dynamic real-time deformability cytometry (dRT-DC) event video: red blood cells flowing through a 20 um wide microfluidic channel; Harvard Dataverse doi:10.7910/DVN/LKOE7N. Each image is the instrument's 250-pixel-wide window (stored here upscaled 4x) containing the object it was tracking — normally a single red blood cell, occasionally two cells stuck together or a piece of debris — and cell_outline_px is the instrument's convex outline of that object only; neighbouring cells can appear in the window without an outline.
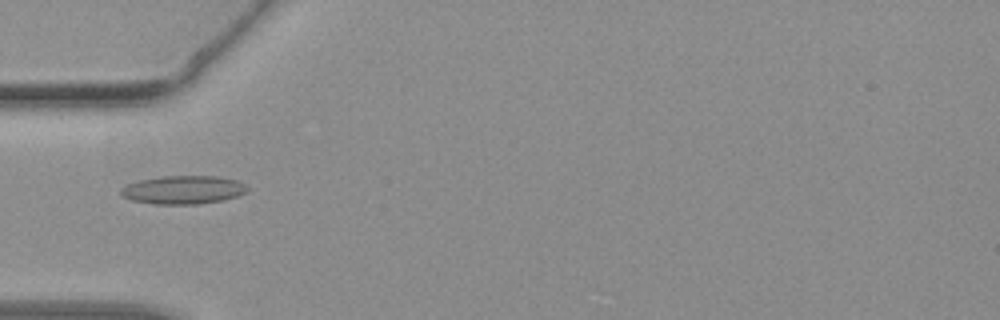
{"species": "common noctule bat (a hibernating species)", "species_latin": "Nyctalus noctula", "temperature_condition": "warm", "stored_images_in_passage": 34, "camera_frame_rate_fps": 3000, "um_per_image_px": 0.085, "animal": {"sex": "female", "body_mass_g": 19.3, "forearm_length_mm": 54.1}, "frame": {"image": 1, "passage_image": 4, "time_ms": 1.0, "image_size_px": [1000, 320], "cell_outline_px": [[248, 192], [236, 196], [220, 200], [200, 204], [152, 204], [132, 200], [120, 196], [120, 188], [128, 184], [140, 180], [160, 176], [216, 176], [236, 180], [244, 184], [248, 188]], "centroid_in_image_um": [15.54, 16.13], "position_along_channel_um": 69.5, "area_um2": 20.92}}
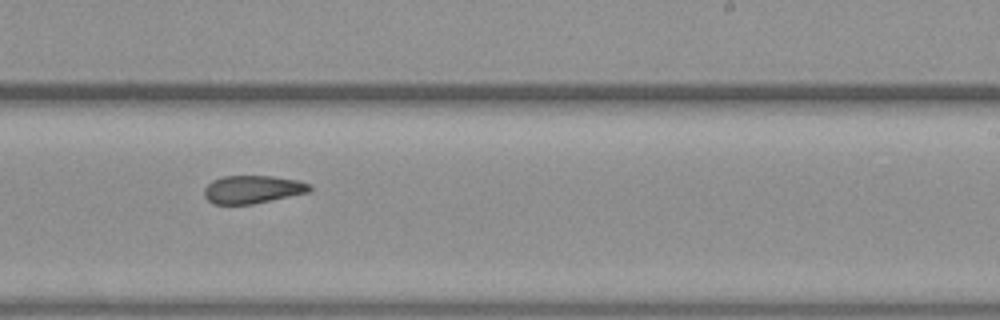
{"frame": {"image": 2, "passage_image": 17, "time_ms": 5.333, "image_size_px": [1000, 320], "cell_outline_px": [[312, 188], [308, 192], [252, 204], [212, 204], [204, 196], [204, 188], [212, 180], [224, 176], [272, 176], [296, 180], [312, 184]], "centroid_in_image_um": [21.45, 16.09], "position_along_channel_um": 267.6, "area_um2": 17.11}}
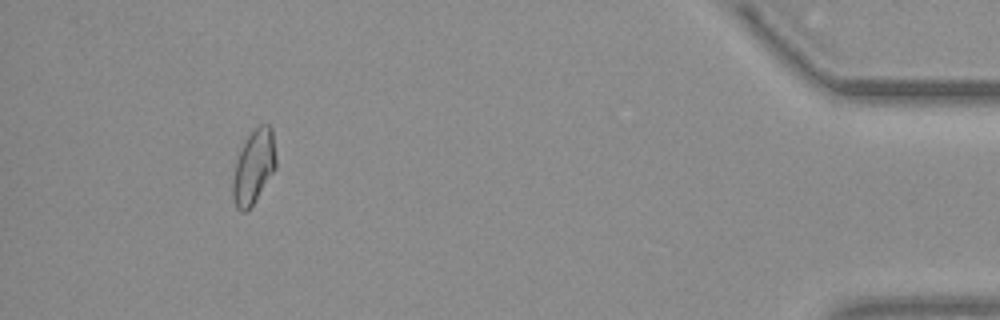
{"frame": {"image": 3, "passage_image": 31, "time_ms": 10.0, "image_size_px": [1000, 320], "cell_outline_px": [[276, 168], [252, 204], [244, 212], [240, 212], [236, 208], [232, 196], [232, 180], [236, 160], [240, 148], [244, 140], [260, 124], [268, 124], [272, 128], [276, 156]], "centroid_in_image_um": [21.55, 14.16], "position_along_channel_um": 413.7, "area_um2": 18.61}}